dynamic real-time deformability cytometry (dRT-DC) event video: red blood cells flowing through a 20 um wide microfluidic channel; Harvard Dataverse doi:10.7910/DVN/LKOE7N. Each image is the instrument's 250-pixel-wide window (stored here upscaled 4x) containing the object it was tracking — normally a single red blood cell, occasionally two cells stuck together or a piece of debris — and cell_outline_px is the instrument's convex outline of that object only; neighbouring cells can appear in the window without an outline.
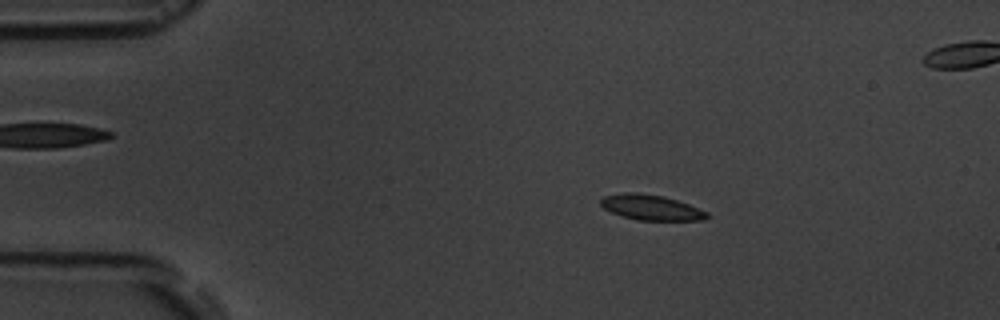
{"species": "common noctule bat (a hibernating species)", "species_latin": "Nyctalus noctula", "temperature_condition": "room temperature", "stored_images_in_passage": 6, "camera_frame_rate_fps": 3000, "um_per_image_px": 0.085, "animal": {"sex": "male", "body_mass_g": 19.5, "forearm_length_mm": 54.6}, "frame": {"image": 1, "passage_image": 3, "time_ms": 2.333, "image_size_px": [1000, 320], "cell_outline_px": [[712, 216], [704, 220], [636, 220], [612, 212], [604, 208], [600, 204], [600, 200], [604, 196], [624, 192], [636, 192], [664, 196], [688, 204], [708, 212]], "centroid_in_image_um": [55.37, 17.63], "position_along_channel_um": 29.6, "area_um2": 15.66}}
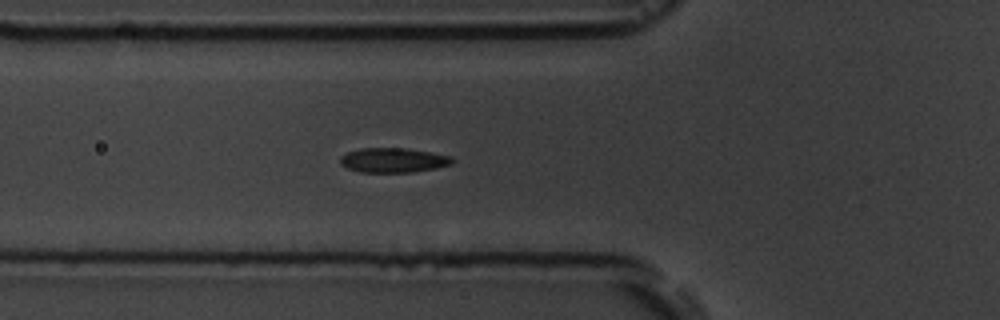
{"frame": {"image": 2, "passage_image": 6, "time_ms": 5.667, "image_size_px": [1000, 320], "cell_outline_px": [[456, 160], [452, 164], [436, 168], [412, 172], [360, 172], [348, 168], [340, 164], [340, 156], [348, 152], [360, 148], [404, 148], [452, 156]], "centroid_in_image_um": [33.44, 13.62], "position_along_channel_um": 92.4, "area_um2": 16.07}}